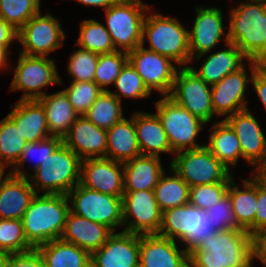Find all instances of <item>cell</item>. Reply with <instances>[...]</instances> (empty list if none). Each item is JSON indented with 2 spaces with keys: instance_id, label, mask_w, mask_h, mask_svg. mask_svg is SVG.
<instances>
[{
  "instance_id": "6da1fadb",
  "label": "cell",
  "mask_w": 266,
  "mask_h": 267,
  "mask_svg": "<svg viewBox=\"0 0 266 267\" xmlns=\"http://www.w3.org/2000/svg\"><path fill=\"white\" fill-rule=\"evenodd\" d=\"M189 267H253L251 235L239 229L215 233L189 253Z\"/></svg>"
},
{
  "instance_id": "7a4b0ae2",
  "label": "cell",
  "mask_w": 266,
  "mask_h": 267,
  "mask_svg": "<svg viewBox=\"0 0 266 267\" xmlns=\"http://www.w3.org/2000/svg\"><path fill=\"white\" fill-rule=\"evenodd\" d=\"M64 194H36L21 218L28 243L35 249L39 245L60 239L70 204Z\"/></svg>"
},
{
  "instance_id": "3957f363",
  "label": "cell",
  "mask_w": 266,
  "mask_h": 267,
  "mask_svg": "<svg viewBox=\"0 0 266 267\" xmlns=\"http://www.w3.org/2000/svg\"><path fill=\"white\" fill-rule=\"evenodd\" d=\"M229 42L247 60L266 63V0H246L230 12Z\"/></svg>"
},
{
  "instance_id": "277c9868",
  "label": "cell",
  "mask_w": 266,
  "mask_h": 267,
  "mask_svg": "<svg viewBox=\"0 0 266 267\" xmlns=\"http://www.w3.org/2000/svg\"><path fill=\"white\" fill-rule=\"evenodd\" d=\"M81 159L62 143L37 169L29 175V181L36 194L67 195L80 183Z\"/></svg>"
},
{
  "instance_id": "5b68a950",
  "label": "cell",
  "mask_w": 266,
  "mask_h": 267,
  "mask_svg": "<svg viewBox=\"0 0 266 267\" xmlns=\"http://www.w3.org/2000/svg\"><path fill=\"white\" fill-rule=\"evenodd\" d=\"M142 39V43H145V39L148 40V50L170 58L179 67L192 61L189 53V31L177 18L147 14L143 22Z\"/></svg>"
},
{
  "instance_id": "8992f818",
  "label": "cell",
  "mask_w": 266,
  "mask_h": 267,
  "mask_svg": "<svg viewBox=\"0 0 266 267\" xmlns=\"http://www.w3.org/2000/svg\"><path fill=\"white\" fill-rule=\"evenodd\" d=\"M215 233L206 211L188 203L162 212L158 235L182 242L186 245L185 250L190 253Z\"/></svg>"
},
{
  "instance_id": "52a82bcc",
  "label": "cell",
  "mask_w": 266,
  "mask_h": 267,
  "mask_svg": "<svg viewBox=\"0 0 266 267\" xmlns=\"http://www.w3.org/2000/svg\"><path fill=\"white\" fill-rule=\"evenodd\" d=\"M150 9L141 0H119L105 10V27L116 51L129 53L142 45L143 22Z\"/></svg>"
},
{
  "instance_id": "ba28073f",
  "label": "cell",
  "mask_w": 266,
  "mask_h": 267,
  "mask_svg": "<svg viewBox=\"0 0 266 267\" xmlns=\"http://www.w3.org/2000/svg\"><path fill=\"white\" fill-rule=\"evenodd\" d=\"M156 114L167 135L173 154L205 145L196 143V138L205 122L192 115L169 96L156 102Z\"/></svg>"
},
{
  "instance_id": "9c48e42d",
  "label": "cell",
  "mask_w": 266,
  "mask_h": 267,
  "mask_svg": "<svg viewBox=\"0 0 266 267\" xmlns=\"http://www.w3.org/2000/svg\"><path fill=\"white\" fill-rule=\"evenodd\" d=\"M170 162L174 170L190 187L230 182L232 173L205 146L175 153Z\"/></svg>"
},
{
  "instance_id": "30bf717a",
  "label": "cell",
  "mask_w": 266,
  "mask_h": 267,
  "mask_svg": "<svg viewBox=\"0 0 266 267\" xmlns=\"http://www.w3.org/2000/svg\"><path fill=\"white\" fill-rule=\"evenodd\" d=\"M70 211L90 221L102 224L113 232L123 226L122 198L88 189L80 183L68 194Z\"/></svg>"
},
{
  "instance_id": "8fae6325",
  "label": "cell",
  "mask_w": 266,
  "mask_h": 267,
  "mask_svg": "<svg viewBox=\"0 0 266 267\" xmlns=\"http://www.w3.org/2000/svg\"><path fill=\"white\" fill-rule=\"evenodd\" d=\"M17 61L10 89L24 90L19 100H38L46 95L44 87L62 83L54 60L46 56L19 53Z\"/></svg>"
},
{
  "instance_id": "7c38bea8",
  "label": "cell",
  "mask_w": 266,
  "mask_h": 267,
  "mask_svg": "<svg viewBox=\"0 0 266 267\" xmlns=\"http://www.w3.org/2000/svg\"><path fill=\"white\" fill-rule=\"evenodd\" d=\"M169 97L206 124L212 121L214 110L211 85L200 78L188 65L179 67Z\"/></svg>"
},
{
  "instance_id": "4fadbf2b",
  "label": "cell",
  "mask_w": 266,
  "mask_h": 267,
  "mask_svg": "<svg viewBox=\"0 0 266 267\" xmlns=\"http://www.w3.org/2000/svg\"><path fill=\"white\" fill-rule=\"evenodd\" d=\"M124 232L150 235L158 234L162 211L155 199L154 190L124 191L122 197Z\"/></svg>"
},
{
  "instance_id": "5bb4252c",
  "label": "cell",
  "mask_w": 266,
  "mask_h": 267,
  "mask_svg": "<svg viewBox=\"0 0 266 267\" xmlns=\"http://www.w3.org/2000/svg\"><path fill=\"white\" fill-rule=\"evenodd\" d=\"M65 36L58 19L40 11L18 30L17 41L23 46L19 53L48 57L63 45Z\"/></svg>"
},
{
  "instance_id": "9a60e30c",
  "label": "cell",
  "mask_w": 266,
  "mask_h": 267,
  "mask_svg": "<svg viewBox=\"0 0 266 267\" xmlns=\"http://www.w3.org/2000/svg\"><path fill=\"white\" fill-rule=\"evenodd\" d=\"M128 61L132 64L148 90H156L161 97L169 96L172 91L177 68L170 58L150 51L142 45L128 53Z\"/></svg>"
},
{
  "instance_id": "2e32d148",
  "label": "cell",
  "mask_w": 266,
  "mask_h": 267,
  "mask_svg": "<svg viewBox=\"0 0 266 267\" xmlns=\"http://www.w3.org/2000/svg\"><path fill=\"white\" fill-rule=\"evenodd\" d=\"M251 75H247V68L244 64L240 69L222 78L219 82L211 85V100L214 114L217 116H229L245 110V91L247 83L251 82L253 73L262 64L260 61L248 60Z\"/></svg>"
},
{
  "instance_id": "e0dca14e",
  "label": "cell",
  "mask_w": 266,
  "mask_h": 267,
  "mask_svg": "<svg viewBox=\"0 0 266 267\" xmlns=\"http://www.w3.org/2000/svg\"><path fill=\"white\" fill-rule=\"evenodd\" d=\"M122 169V170H121ZM123 163L110 158H88L80 163V184L104 194L123 197Z\"/></svg>"
},
{
  "instance_id": "ac0fdd59",
  "label": "cell",
  "mask_w": 266,
  "mask_h": 267,
  "mask_svg": "<svg viewBox=\"0 0 266 267\" xmlns=\"http://www.w3.org/2000/svg\"><path fill=\"white\" fill-rule=\"evenodd\" d=\"M235 132L241 147L242 158L256 166L266 161V138L262 129L247 108L223 119Z\"/></svg>"
},
{
  "instance_id": "d6986e66",
  "label": "cell",
  "mask_w": 266,
  "mask_h": 267,
  "mask_svg": "<svg viewBox=\"0 0 266 267\" xmlns=\"http://www.w3.org/2000/svg\"><path fill=\"white\" fill-rule=\"evenodd\" d=\"M196 12L193 28L189 31L191 60H200L220 42L222 35H225L224 18L220 8L197 6Z\"/></svg>"
},
{
  "instance_id": "ffe728a7",
  "label": "cell",
  "mask_w": 266,
  "mask_h": 267,
  "mask_svg": "<svg viewBox=\"0 0 266 267\" xmlns=\"http://www.w3.org/2000/svg\"><path fill=\"white\" fill-rule=\"evenodd\" d=\"M91 267H139V234L113 233L91 254Z\"/></svg>"
},
{
  "instance_id": "44dd1931",
  "label": "cell",
  "mask_w": 266,
  "mask_h": 267,
  "mask_svg": "<svg viewBox=\"0 0 266 267\" xmlns=\"http://www.w3.org/2000/svg\"><path fill=\"white\" fill-rule=\"evenodd\" d=\"M158 234L139 235V267H189V253Z\"/></svg>"
},
{
  "instance_id": "7402d4cb",
  "label": "cell",
  "mask_w": 266,
  "mask_h": 267,
  "mask_svg": "<svg viewBox=\"0 0 266 267\" xmlns=\"http://www.w3.org/2000/svg\"><path fill=\"white\" fill-rule=\"evenodd\" d=\"M63 143L81 160L105 157L107 131L97 127L85 115L78 116Z\"/></svg>"
},
{
  "instance_id": "603a6c76",
  "label": "cell",
  "mask_w": 266,
  "mask_h": 267,
  "mask_svg": "<svg viewBox=\"0 0 266 267\" xmlns=\"http://www.w3.org/2000/svg\"><path fill=\"white\" fill-rule=\"evenodd\" d=\"M114 232L105 225L90 221L69 211L61 240L75 244L92 254L98 250Z\"/></svg>"
},
{
  "instance_id": "cb8c5ba5",
  "label": "cell",
  "mask_w": 266,
  "mask_h": 267,
  "mask_svg": "<svg viewBox=\"0 0 266 267\" xmlns=\"http://www.w3.org/2000/svg\"><path fill=\"white\" fill-rule=\"evenodd\" d=\"M35 195L28 177L9 171L0 187V218L21 220Z\"/></svg>"
},
{
  "instance_id": "d4e9b609",
  "label": "cell",
  "mask_w": 266,
  "mask_h": 267,
  "mask_svg": "<svg viewBox=\"0 0 266 267\" xmlns=\"http://www.w3.org/2000/svg\"><path fill=\"white\" fill-rule=\"evenodd\" d=\"M8 117L27 143L43 141L50 136L44 107L38 100H17Z\"/></svg>"
},
{
  "instance_id": "484cf974",
  "label": "cell",
  "mask_w": 266,
  "mask_h": 267,
  "mask_svg": "<svg viewBox=\"0 0 266 267\" xmlns=\"http://www.w3.org/2000/svg\"><path fill=\"white\" fill-rule=\"evenodd\" d=\"M224 40L227 48L205 58L202 66H200L201 68L197 70L193 66H189L192 71L209 85L216 84L228 74L240 69L244 65L243 60L247 59L234 43L229 42L228 32Z\"/></svg>"
},
{
  "instance_id": "4316f807",
  "label": "cell",
  "mask_w": 266,
  "mask_h": 267,
  "mask_svg": "<svg viewBox=\"0 0 266 267\" xmlns=\"http://www.w3.org/2000/svg\"><path fill=\"white\" fill-rule=\"evenodd\" d=\"M134 125L141 155L157 156L172 153L167 135L157 114L134 113Z\"/></svg>"
},
{
  "instance_id": "83f0119b",
  "label": "cell",
  "mask_w": 266,
  "mask_h": 267,
  "mask_svg": "<svg viewBox=\"0 0 266 267\" xmlns=\"http://www.w3.org/2000/svg\"><path fill=\"white\" fill-rule=\"evenodd\" d=\"M124 191L154 190L164 173L160 157L140 155L123 162Z\"/></svg>"
},
{
  "instance_id": "f1b7e54d",
  "label": "cell",
  "mask_w": 266,
  "mask_h": 267,
  "mask_svg": "<svg viewBox=\"0 0 266 267\" xmlns=\"http://www.w3.org/2000/svg\"><path fill=\"white\" fill-rule=\"evenodd\" d=\"M131 116V119L124 118L106 130V158L123 163L141 155L134 125V113Z\"/></svg>"
},
{
  "instance_id": "f546056e",
  "label": "cell",
  "mask_w": 266,
  "mask_h": 267,
  "mask_svg": "<svg viewBox=\"0 0 266 267\" xmlns=\"http://www.w3.org/2000/svg\"><path fill=\"white\" fill-rule=\"evenodd\" d=\"M38 101L44 107L50 136L63 139L79 116L66 93L62 90L50 95L46 94Z\"/></svg>"
},
{
  "instance_id": "4dcf8cb0",
  "label": "cell",
  "mask_w": 266,
  "mask_h": 267,
  "mask_svg": "<svg viewBox=\"0 0 266 267\" xmlns=\"http://www.w3.org/2000/svg\"><path fill=\"white\" fill-rule=\"evenodd\" d=\"M35 249L45 267H91V254L88 251L61 239L52 240Z\"/></svg>"
},
{
  "instance_id": "1f68e13d",
  "label": "cell",
  "mask_w": 266,
  "mask_h": 267,
  "mask_svg": "<svg viewBox=\"0 0 266 267\" xmlns=\"http://www.w3.org/2000/svg\"><path fill=\"white\" fill-rule=\"evenodd\" d=\"M243 188L240 189L234 178L230 181L227 194L232 199L233 212L238 224L249 234L254 232V218L257 207V181L252 177L243 179Z\"/></svg>"
},
{
  "instance_id": "d6a6232c",
  "label": "cell",
  "mask_w": 266,
  "mask_h": 267,
  "mask_svg": "<svg viewBox=\"0 0 266 267\" xmlns=\"http://www.w3.org/2000/svg\"><path fill=\"white\" fill-rule=\"evenodd\" d=\"M210 129L213 131H210L209 143L204 145L230 170L242 158L238 137L224 120L215 122Z\"/></svg>"
},
{
  "instance_id": "836d02e7",
  "label": "cell",
  "mask_w": 266,
  "mask_h": 267,
  "mask_svg": "<svg viewBox=\"0 0 266 267\" xmlns=\"http://www.w3.org/2000/svg\"><path fill=\"white\" fill-rule=\"evenodd\" d=\"M170 170L173 176L165 177L164 172L154 188L155 199L162 212L189 203L190 186L174 170Z\"/></svg>"
},
{
  "instance_id": "e575fe53",
  "label": "cell",
  "mask_w": 266,
  "mask_h": 267,
  "mask_svg": "<svg viewBox=\"0 0 266 267\" xmlns=\"http://www.w3.org/2000/svg\"><path fill=\"white\" fill-rule=\"evenodd\" d=\"M122 102L109 91H102L86 112V118L102 129H110L125 117L122 112Z\"/></svg>"
},
{
  "instance_id": "d590c367",
  "label": "cell",
  "mask_w": 266,
  "mask_h": 267,
  "mask_svg": "<svg viewBox=\"0 0 266 267\" xmlns=\"http://www.w3.org/2000/svg\"><path fill=\"white\" fill-rule=\"evenodd\" d=\"M26 144L27 141L8 116L0 120V167H13Z\"/></svg>"
},
{
  "instance_id": "8d00e7d4",
  "label": "cell",
  "mask_w": 266,
  "mask_h": 267,
  "mask_svg": "<svg viewBox=\"0 0 266 267\" xmlns=\"http://www.w3.org/2000/svg\"><path fill=\"white\" fill-rule=\"evenodd\" d=\"M81 23L76 45L98 54L116 51L111 35L104 25L94 19L84 20Z\"/></svg>"
},
{
  "instance_id": "74e56055",
  "label": "cell",
  "mask_w": 266,
  "mask_h": 267,
  "mask_svg": "<svg viewBox=\"0 0 266 267\" xmlns=\"http://www.w3.org/2000/svg\"><path fill=\"white\" fill-rule=\"evenodd\" d=\"M33 249L25 238L21 220L0 218V252L19 254Z\"/></svg>"
},
{
  "instance_id": "f35d334b",
  "label": "cell",
  "mask_w": 266,
  "mask_h": 267,
  "mask_svg": "<svg viewBox=\"0 0 266 267\" xmlns=\"http://www.w3.org/2000/svg\"><path fill=\"white\" fill-rule=\"evenodd\" d=\"M41 0H0V18L17 31L40 12Z\"/></svg>"
},
{
  "instance_id": "ab89813d",
  "label": "cell",
  "mask_w": 266,
  "mask_h": 267,
  "mask_svg": "<svg viewBox=\"0 0 266 267\" xmlns=\"http://www.w3.org/2000/svg\"><path fill=\"white\" fill-rule=\"evenodd\" d=\"M127 61L128 53L123 51L99 54L93 81L103 91H108L107 87L114 84Z\"/></svg>"
},
{
  "instance_id": "60d3db41",
  "label": "cell",
  "mask_w": 266,
  "mask_h": 267,
  "mask_svg": "<svg viewBox=\"0 0 266 267\" xmlns=\"http://www.w3.org/2000/svg\"><path fill=\"white\" fill-rule=\"evenodd\" d=\"M113 85L119 92L108 91L114 94L121 102L123 97L140 99L151 95V92L145 86L142 77L137 73L129 61L125 63Z\"/></svg>"
},
{
  "instance_id": "b9f144b4",
  "label": "cell",
  "mask_w": 266,
  "mask_h": 267,
  "mask_svg": "<svg viewBox=\"0 0 266 267\" xmlns=\"http://www.w3.org/2000/svg\"><path fill=\"white\" fill-rule=\"evenodd\" d=\"M63 143V139L59 137H49L43 141L35 142V143H27L26 146L22 150V154L18 160V162L11 168L10 173L19 176L28 177L29 174L27 172L22 171L21 167L25 164L28 157L36 156L37 162L32 167L37 169L47 157L52 154L61 144ZM31 159V158H29Z\"/></svg>"
},
{
  "instance_id": "7bdbcfd3",
  "label": "cell",
  "mask_w": 266,
  "mask_h": 267,
  "mask_svg": "<svg viewBox=\"0 0 266 267\" xmlns=\"http://www.w3.org/2000/svg\"><path fill=\"white\" fill-rule=\"evenodd\" d=\"M70 83V86L63 91L75 112L79 116L85 115L103 90L94 81H71Z\"/></svg>"
},
{
  "instance_id": "ee69618b",
  "label": "cell",
  "mask_w": 266,
  "mask_h": 267,
  "mask_svg": "<svg viewBox=\"0 0 266 267\" xmlns=\"http://www.w3.org/2000/svg\"><path fill=\"white\" fill-rule=\"evenodd\" d=\"M208 221L212 224V229L217 233L220 231L239 229L244 230L236 219L233 212L232 199L226 193L216 205L206 208Z\"/></svg>"
},
{
  "instance_id": "f6af8a7d",
  "label": "cell",
  "mask_w": 266,
  "mask_h": 267,
  "mask_svg": "<svg viewBox=\"0 0 266 267\" xmlns=\"http://www.w3.org/2000/svg\"><path fill=\"white\" fill-rule=\"evenodd\" d=\"M98 57V53L83 48L74 51L67 66L68 75L73 77L72 81H93Z\"/></svg>"
},
{
  "instance_id": "bcb514c9",
  "label": "cell",
  "mask_w": 266,
  "mask_h": 267,
  "mask_svg": "<svg viewBox=\"0 0 266 267\" xmlns=\"http://www.w3.org/2000/svg\"><path fill=\"white\" fill-rule=\"evenodd\" d=\"M230 182L203 184L190 187L189 203L201 210L216 205L226 193Z\"/></svg>"
},
{
  "instance_id": "7dc6e473",
  "label": "cell",
  "mask_w": 266,
  "mask_h": 267,
  "mask_svg": "<svg viewBox=\"0 0 266 267\" xmlns=\"http://www.w3.org/2000/svg\"><path fill=\"white\" fill-rule=\"evenodd\" d=\"M9 267H45L36 249L25 253L9 254Z\"/></svg>"
},
{
  "instance_id": "c3c4849f",
  "label": "cell",
  "mask_w": 266,
  "mask_h": 267,
  "mask_svg": "<svg viewBox=\"0 0 266 267\" xmlns=\"http://www.w3.org/2000/svg\"><path fill=\"white\" fill-rule=\"evenodd\" d=\"M250 235L252 263L257 258L266 267V228L256 230Z\"/></svg>"
},
{
  "instance_id": "681fc988",
  "label": "cell",
  "mask_w": 266,
  "mask_h": 267,
  "mask_svg": "<svg viewBox=\"0 0 266 267\" xmlns=\"http://www.w3.org/2000/svg\"><path fill=\"white\" fill-rule=\"evenodd\" d=\"M254 218V231L266 228V188L257 182V207Z\"/></svg>"
},
{
  "instance_id": "f907efd6",
  "label": "cell",
  "mask_w": 266,
  "mask_h": 267,
  "mask_svg": "<svg viewBox=\"0 0 266 267\" xmlns=\"http://www.w3.org/2000/svg\"><path fill=\"white\" fill-rule=\"evenodd\" d=\"M251 83L255 93L266 108V63L261 64L253 73Z\"/></svg>"
},
{
  "instance_id": "816d5d0a",
  "label": "cell",
  "mask_w": 266,
  "mask_h": 267,
  "mask_svg": "<svg viewBox=\"0 0 266 267\" xmlns=\"http://www.w3.org/2000/svg\"><path fill=\"white\" fill-rule=\"evenodd\" d=\"M18 31L9 23L0 18V47L7 48L17 40Z\"/></svg>"
},
{
  "instance_id": "f5cc1de1",
  "label": "cell",
  "mask_w": 266,
  "mask_h": 267,
  "mask_svg": "<svg viewBox=\"0 0 266 267\" xmlns=\"http://www.w3.org/2000/svg\"><path fill=\"white\" fill-rule=\"evenodd\" d=\"M253 177L260 185L266 188V161L255 166Z\"/></svg>"
},
{
  "instance_id": "db71d44e",
  "label": "cell",
  "mask_w": 266,
  "mask_h": 267,
  "mask_svg": "<svg viewBox=\"0 0 266 267\" xmlns=\"http://www.w3.org/2000/svg\"><path fill=\"white\" fill-rule=\"evenodd\" d=\"M83 5L101 7L103 9H108L110 6L117 3L119 0H76Z\"/></svg>"
},
{
  "instance_id": "11a10c76",
  "label": "cell",
  "mask_w": 266,
  "mask_h": 267,
  "mask_svg": "<svg viewBox=\"0 0 266 267\" xmlns=\"http://www.w3.org/2000/svg\"><path fill=\"white\" fill-rule=\"evenodd\" d=\"M10 51H8L7 48H3V47H0V70L2 68H5L6 65L8 66L9 62L7 60H9V53Z\"/></svg>"
},
{
  "instance_id": "9f6ffc18",
  "label": "cell",
  "mask_w": 266,
  "mask_h": 267,
  "mask_svg": "<svg viewBox=\"0 0 266 267\" xmlns=\"http://www.w3.org/2000/svg\"><path fill=\"white\" fill-rule=\"evenodd\" d=\"M0 267H9V254L0 252Z\"/></svg>"
},
{
  "instance_id": "6f0895ef",
  "label": "cell",
  "mask_w": 266,
  "mask_h": 267,
  "mask_svg": "<svg viewBox=\"0 0 266 267\" xmlns=\"http://www.w3.org/2000/svg\"><path fill=\"white\" fill-rule=\"evenodd\" d=\"M4 174H5V168L4 167H0V187H1V185H2V183L4 182V180H5V176H4ZM4 177V178H3ZM3 178V179H2Z\"/></svg>"
}]
</instances>
